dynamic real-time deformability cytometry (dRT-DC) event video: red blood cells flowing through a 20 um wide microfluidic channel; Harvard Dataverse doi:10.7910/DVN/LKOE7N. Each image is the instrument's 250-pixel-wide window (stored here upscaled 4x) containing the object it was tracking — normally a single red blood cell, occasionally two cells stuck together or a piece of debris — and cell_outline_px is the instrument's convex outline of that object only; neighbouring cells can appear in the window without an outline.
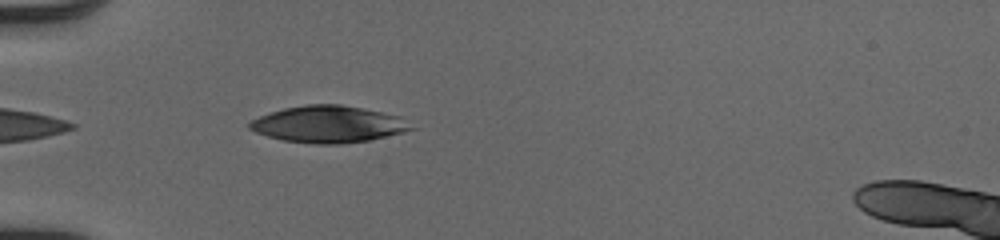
{"species": "human", "species_latin": "Homo sapiens", "temperature_condition": "cold", "stored_images_in_passage": 37, "camera_frame_rate_fps": 3000, "um_per_image_px": 0.085, "donor": {"sex": "male"}, "frame": {"image": 1, "passage_image": 3, "time_ms": 0.667, "image_size_px": [1000, 240], "cell_outline_px": [[416, 128], [404, 132], [372, 140], [340, 144], [316, 144], [284, 140], [268, 136], [256, 132], [248, 128], [248, 124], [252, 120], [260, 116], [284, 108], [308, 104], [340, 104], [400, 116]], "centroid_in_image_um": [27.94, 10.57], "position_along_channel_um": 57.1, "area_um2": 34.45}}
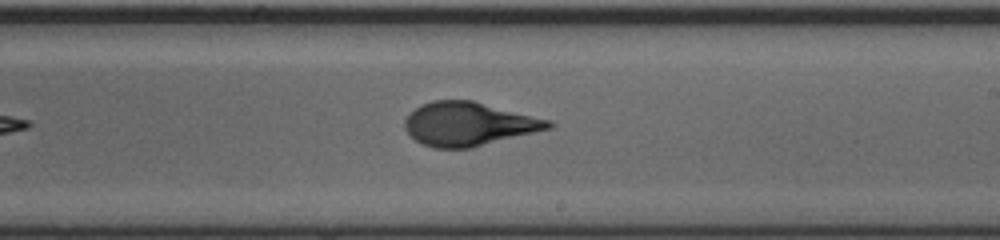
{"frame": {"image": 2, "passage_image": 18, "time_ms": 5.667, "image_size_px": [1000, 240], "cell_outline_px": [[556, 124], [552, 128], [472, 148], [432, 148], [416, 140], [404, 128], [404, 120], [420, 104], [432, 100], [472, 100], [552, 120]], "centroid_in_image_um": [39.88, 10.53], "position_along_channel_um": 249.1, "area_um2": 36.65}}
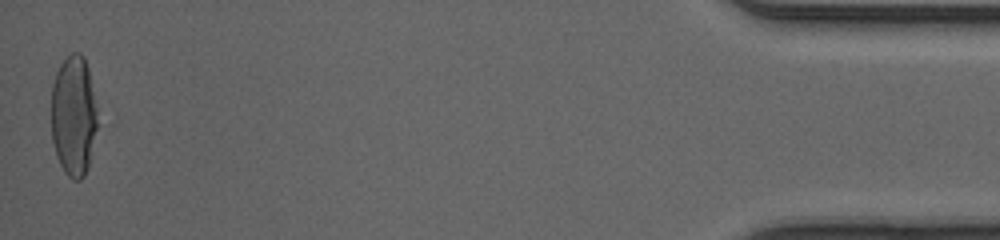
{"frame": {"image": 3, "passage_image": 37, "time_ms": 12.0, "image_size_px": [1000, 240], "cell_outline_px": [[104, 124], [88, 168], [84, 176], [80, 180], [72, 180], [64, 172], [56, 156], [52, 140], [52, 84], [56, 72], [60, 64], [72, 52], [80, 52], [84, 56], [88, 68]], "centroid_in_image_um": [6.37, 9.89], "position_along_channel_um": 428.8, "area_um2": 34.62}, "authors_computed_cell_mechanics": {"area_um2": 35.9516, "velocity_mm_per_s": 4.1176, "shape_relaxation_time_tau1_ms": 4.9823, "shape_relaxation_time_tau2_ms": 0.6791, "deformation_change_tau1": 0.2205, "deformation_change_tau2": 0.067}}